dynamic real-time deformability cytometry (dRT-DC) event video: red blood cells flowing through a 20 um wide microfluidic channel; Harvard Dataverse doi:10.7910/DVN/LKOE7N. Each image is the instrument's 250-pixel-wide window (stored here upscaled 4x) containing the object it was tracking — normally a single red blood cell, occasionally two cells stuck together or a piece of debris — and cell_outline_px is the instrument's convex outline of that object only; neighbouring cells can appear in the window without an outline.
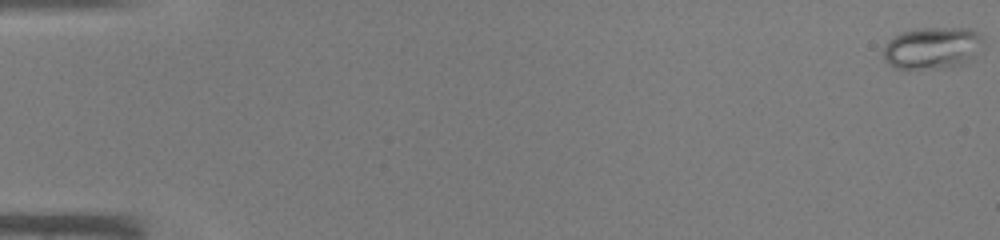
{"species": "common noctule bat (a hibernating species)", "species_latin": "Nyctalus noctula", "temperature_condition": "warm", "stored_images_in_passage": 46, "camera_frame_rate_fps": 3000, "um_per_image_px": 0.085, "animal": {"sex": "male", "body_mass_g": 19.0, "forearm_length_mm": 50.8}, "frame": {"image": 1, "passage_image": 1, "time_ms": 0.0, "image_size_px": [1000, 240], "cell_outline_px": [[984, 44], [972, 60], [964, 64], [948, 68], [896, 68], [888, 64], [884, 56], [884, 44], [888, 40], [900, 32], [920, 28], [968, 28], [980, 32], [984, 40]], "centroid_in_image_um": [79.3, 4.07], "position_along_channel_um": 5.7, "area_um2": 24.8}}
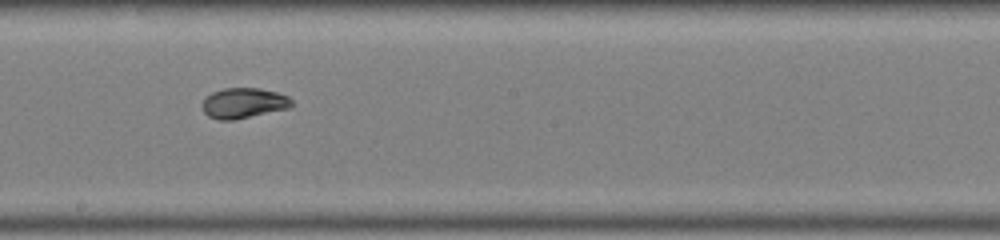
{"frame": {"image": 2, "passage_image": 27, "time_ms": 8.667, "image_size_px": [1000, 240], "cell_outline_px": [[292, 104], [288, 108], [232, 120], [220, 120], [208, 116], [204, 112], [204, 100], [212, 92], [224, 88], [260, 88], [276, 92], [288, 96], [292, 100]], "centroid_in_image_um": [20.72, 8.75], "position_along_channel_um": 227.5, "area_um2": 15.49}}
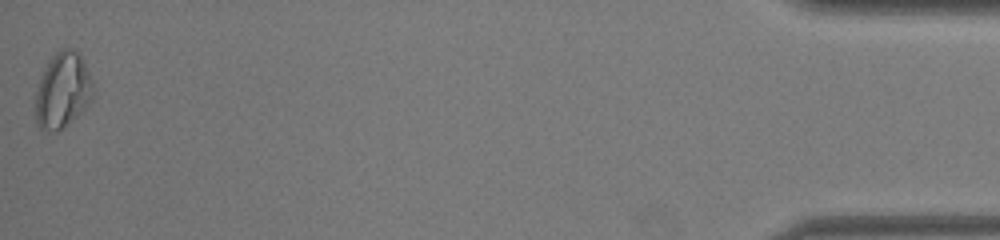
{"frame": {"image": 3, "passage_image": 46, "time_ms": 15.0, "image_size_px": [1000, 240], "cell_outline_px": [[92, 100], [72, 120], [56, 132], [52, 132], [40, 128], [36, 124], [36, 92], [40, 76], [48, 60], [60, 48], [72, 48], [80, 52], [92, 80]], "centroid_in_image_um": [5.32, 7.64], "position_along_channel_um": 429.9, "area_um2": 25.37}}